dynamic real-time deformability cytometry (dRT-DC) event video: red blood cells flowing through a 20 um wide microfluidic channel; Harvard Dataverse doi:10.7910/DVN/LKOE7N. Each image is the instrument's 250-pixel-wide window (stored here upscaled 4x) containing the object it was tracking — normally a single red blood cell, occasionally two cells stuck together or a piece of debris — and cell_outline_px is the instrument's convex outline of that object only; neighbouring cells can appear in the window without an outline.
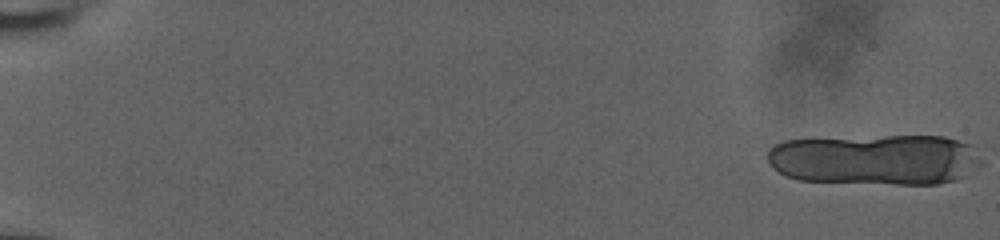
{"species": "human", "species_latin": "Homo sapiens", "temperature_condition": "room temperature", "stored_images_in_passage": 18, "camera_frame_rate_fps": 3000, "um_per_image_px": 0.085, "donor": {"sex": "male"}, "frame": {"image": 1, "passage_image": 1, "time_ms": 0.0, "image_size_px": [1000, 240], "cell_outline_px": [[984, 164], [968, 176], [956, 180], [936, 184], [896, 184], [800, 180], [784, 176], [772, 168], [768, 160], [768, 148], [784, 140], [884, 136], [944, 136], [972, 144], [984, 160]], "centroid_in_image_um": [74.49, 13.56], "position_along_channel_um": 10.5, "area_um2": 64.22}}